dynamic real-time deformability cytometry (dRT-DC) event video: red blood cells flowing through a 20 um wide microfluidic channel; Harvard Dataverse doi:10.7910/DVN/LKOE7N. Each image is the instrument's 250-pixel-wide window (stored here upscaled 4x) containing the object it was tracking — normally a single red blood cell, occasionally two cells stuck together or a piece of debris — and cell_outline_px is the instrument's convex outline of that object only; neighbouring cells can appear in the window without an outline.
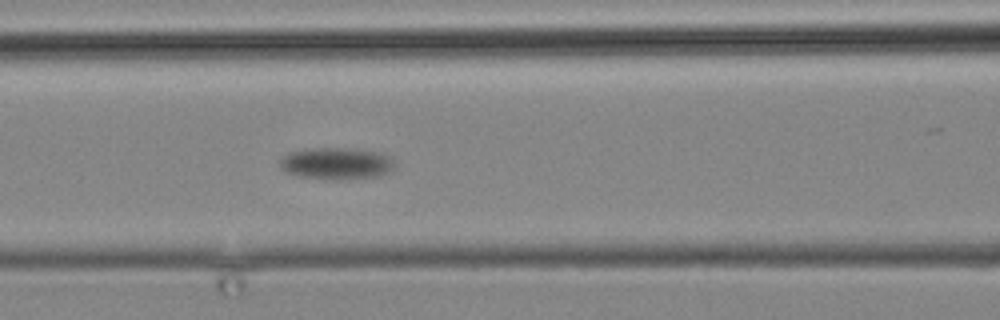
{"species": "common noctule bat (a hibernating species)", "species_latin": "Nyctalus noctula", "temperature_condition": "cold", "stored_images_in_passage": 14, "camera_frame_rate_fps": 3000, "um_per_image_px": 0.085, "animal": {"sex": "male", "body_mass_g": 19.2, "forearm_length_mm": 51.8}, "frame": {"image": 1, "passage_image": 14, "time_ms": 17.667, "image_size_px": [1000, 320], "cell_outline_px": [[392, 168], [388, 172], [380, 176], [332, 180], [296, 176], [280, 168], [280, 160], [288, 152], [308, 148], [348, 148], [376, 152], [392, 160]], "centroid_in_image_um": [28.51, 13.9], "position_along_channel_um": 138.1, "area_um2": 21.04}}